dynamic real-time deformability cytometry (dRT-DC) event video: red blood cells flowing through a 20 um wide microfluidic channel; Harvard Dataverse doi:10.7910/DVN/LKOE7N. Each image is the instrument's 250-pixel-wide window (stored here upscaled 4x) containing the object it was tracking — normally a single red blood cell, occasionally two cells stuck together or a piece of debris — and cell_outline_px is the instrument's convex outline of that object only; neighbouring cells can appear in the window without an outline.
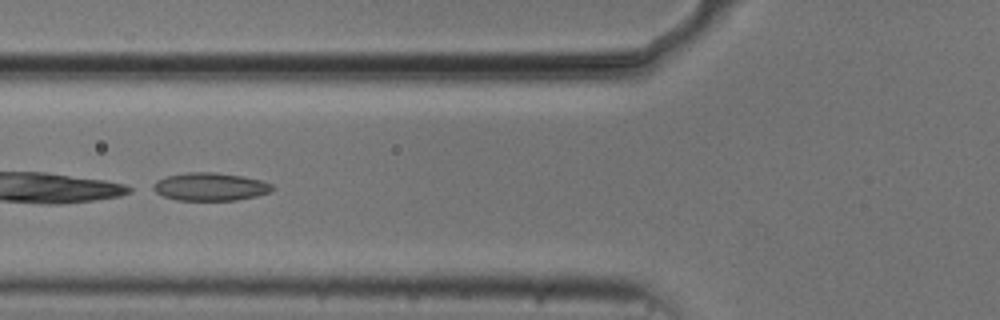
{"species": "common noctule bat (a hibernating species)", "species_latin": "Nyctalus noctula", "temperature_condition": "cold", "stored_images_in_passage": 51, "camera_frame_rate_fps": 3000, "um_per_image_px": 0.085, "animal": {"sex": "male", "body_mass_g": 20.5, "forearm_length_mm": 52.5}, "frame": {"image": 1, "passage_image": 19, "time_ms": 6.0, "image_size_px": [1000, 320], "cell_outline_px": [[276, 188], [272, 192], [256, 196], [236, 200], [176, 200], [164, 196], [148, 188], [156, 180], [168, 176], [188, 172], [216, 172], [240, 176], [260, 180], [272, 184]], "centroid_in_image_um": [17.85, 15.87], "position_along_channel_um": 107.9, "area_um2": 19.54}}
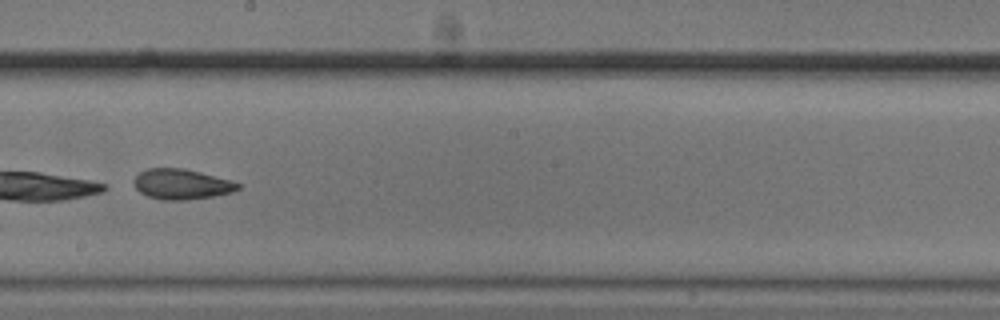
{"frame": {"image": 2, "passage_image": 29, "time_ms": 9.333, "image_size_px": [1000, 320], "cell_outline_px": [[240, 188], [232, 192], [212, 196], [184, 200], [164, 200], [148, 196], [140, 192], [132, 184], [132, 180], [140, 172], [148, 168], [184, 168], [200, 172], [228, 180], [240, 184]], "centroid_in_image_um": [15.38, 15.65], "position_along_channel_um": 232.8, "area_um2": 18.21}}
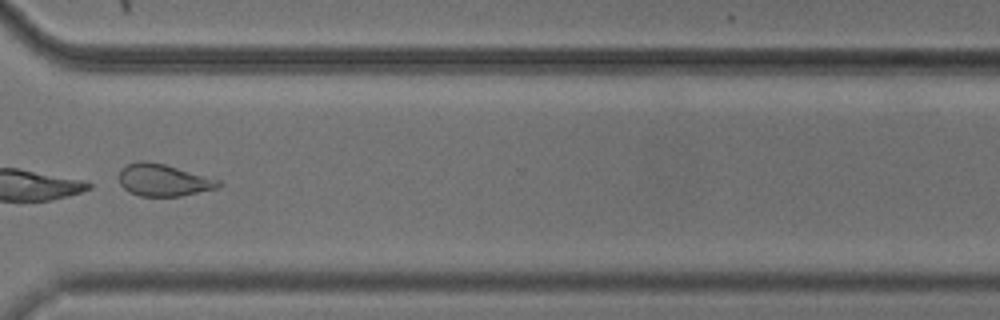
{"frame": {"image": 3, "passage_image": 39, "time_ms": 12.667, "image_size_px": [1000, 320], "cell_outline_px": [[220, 184], [216, 188], [180, 196], [140, 196], [128, 192], [120, 184], [120, 168], [124, 164], [140, 160], [144, 160], [164, 164], [220, 180]], "centroid_in_image_um": [13.82, 15.3], "position_along_channel_um": 356.8, "area_um2": 18.5}}